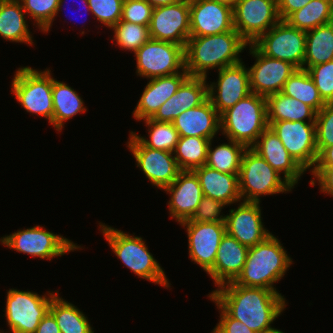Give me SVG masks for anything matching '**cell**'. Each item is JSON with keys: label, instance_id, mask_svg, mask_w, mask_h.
<instances>
[{"label": "cell", "instance_id": "obj_25", "mask_svg": "<svg viewBox=\"0 0 333 333\" xmlns=\"http://www.w3.org/2000/svg\"><path fill=\"white\" fill-rule=\"evenodd\" d=\"M188 76V72L184 70L173 75L150 79L132 112V117L138 121L152 118L160 106L177 92Z\"/></svg>", "mask_w": 333, "mask_h": 333}, {"label": "cell", "instance_id": "obj_13", "mask_svg": "<svg viewBox=\"0 0 333 333\" xmlns=\"http://www.w3.org/2000/svg\"><path fill=\"white\" fill-rule=\"evenodd\" d=\"M279 21L277 0H236L233 7L234 29L249 44Z\"/></svg>", "mask_w": 333, "mask_h": 333}, {"label": "cell", "instance_id": "obj_42", "mask_svg": "<svg viewBox=\"0 0 333 333\" xmlns=\"http://www.w3.org/2000/svg\"><path fill=\"white\" fill-rule=\"evenodd\" d=\"M325 103H333V60L307 69Z\"/></svg>", "mask_w": 333, "mask_h": 333}, {"label": "cell", "instance_id": "obj_19", "mask_svg": "<svg viewBox=\"0 0 333 333\" xmlns=\"http://www.w3.org/2000/svg\"><path fill=\"white\" fill-rule=\"evenodd\" d=\"M226 215V232L247 247L264 241L270 231L264 227L260 202L240 201L237 208H232Z\"/></svg>", "mask_w": 333, "mask_h": 333}, {"label": "cell", "instance_id": "obj_41", "mask_svg": "<svg viewBox=\"0 0 333 333\" xmlns=\"http://www.w3.org/2000/svg\"><path fill=\"white\" fill-rule=\"evenodd\" d=\"M316 146L318 154L333 145V103H326L316 114Z\"/></svg>", "mask_w": 333, "mask_h": 333}, {"label": "cell", "instance_id": "obj_51", "mask_svg": "<svg viewBox=\"0 0 333 333\" xmlns=\"http://www.w3.org/2000/svg\"><path fill=\"white\" fill-rule=\"evenodd\" d=\"M81 1L83 3L82 7L84 9H86L85 14H87L86 12L90 13L91 10H90L89 5H88V0H81ZM64 3H66L65 0H59V4H58V7H57V14L55 15V17L58 16L59 11H62L61 8H63L62 6H63Z\"/></svg>", "mask_w": 333, "mask_h": 333}, {"label": "cell", "instance_id": "obj_27", "mask_svg": "<svg viewBox=\"0 0 333 333\" xmlns=\"http://www.w3.org/2000/svg\"><path fill=\"white\" fill-rule=\"evenodd\" d=\"M198 176L203 196L219 200L227 206L240 202L239 174L219 172L207 165L193 170Z\"/></svg>", "mask_w": 333, "mask_h": 333}, {"label": "cell", "instance_id": "obj_29", "mask_svg": "<svg viewBox=\"0 0 333 333\" xmlns=\"http://www.w3.org/2000/svg\"><path fill=\"white\" fill-rule=\"evenodd\" d=\"M72 87L53 78L52 101L53 118L51 125L59 132L68 119L87 111L84 101Z\"/></svg>", "mask_w": 333, "mask_h": 333}, {"label": "cell", "instance_id": "obj_39", "mask_svg": "<svg viewBox=\"0 0 333 333\" xmlns=\"http://www.w3.org/2000/svg\"><path fill=\"white\" fill-rule=\"evenodd\" d=\"M26 14L35 21L36 27L47 33L57 14L59 0H19Z\"/></svg>", "mask_w": 333, "mask_h": 333}, {"label": "cell", "instance_id": "obj_24", "mask_svg": "<svg viewBox=\"0 0 333 333\" xmlns=\"http://www.w3.org/2000/svg\"><path fill=\"white\" fill-rule=\"evenodd\" d=\"M249 247L227 232L220 241L213 268L207 273L216 287L233 282L241 274Z\"/></svg>", "mask_w": 333, "mask_h": 333}, {"label": "cell", "instance_id": "obj_8", "mask_svg": "<svg viewBox=\"0 0 333 333\" xmlns=\"http://www.w3.org/2000/svg\"><path fill=\"white\" fill-rule=\"evenodd\" d=\"M58 292L47 291V296L32 291L9 289L3 311L11 333H34L49 312L52 298Z\"/></svg>", "mask_w": 333, "mask_h": 333}, {"label": "cell", "instance_id": "obj_26", "mask_svg": "<svg viewBox=\"0 0 333 333\" xmlns=\"http://www.w3.org/2000/svg\"><path fill=\"white\" fill-rule=\"evenodd\" d=\"M172 123L180 137L213 140L220 131V115L209 99L198 107L182 112Z\"/></svg>", "mask_w": 333, "mask_h": 333}, {"label": "cell", "instance_id": "obj_53", "mask_svg": "<svg viewBox=\"0 0 333 333\" xmlns=\"http://www.w3.org/2000/svg\"><path fill=\"white\" fill-rule=\"evenodd\" d=\"M265 333H284V332L281 331L280 329L275 328V329H273L271 331H268V332H265Z\"/></svg>", "mask_w": 333, "mask_h": 333}, {"label": "cell", "instance_id": "obj_37", "mask_svg": "<svg viewBox=\"0 0 333 333\" xmlns=\"http://www.w3.org/2000/svg\"><path fill=\"white\" fill-rule=\"evenodd\" d=\"M148 128V138L139 136L136 132L131 133L146 147L173 152L179 141V133L171 122H158L151 118L142 120Z\"/></svg>", "mask_w": 333, "mask_h": 333}, {"label": "cell", "instance_id": "obj_47", "mask_svg": "<svg viewBox=\"0 0 333 333\" xmlns=\"http://www.w3.org/2000/svg\"><path fill=\"white\" fill-rule=\"evenodd\" d=\"M311 0H277L278 15L285 21L292 13L304 7Z\"/></svg>", "mask_w": 333, "mask_h": 333}, {"label": "cell", "instance_id": "obj_36", "mask_svg": "<svg viewBox=\"0 0 333 333\" xmlns=\"http://www.w3.org/2000/svg\"><path fill=\"white\" fill-rule=\"evenodd\" d=\"M210 139L179 137L173 155L180 170L193 171L206 164Z\"/></svg>", "mask_w": 333, "mask_h": 333}, {"label": "cell", "instance_id": "obj_1", "mask_svg": "<svg viewBox=\"0 0 333 333\" xmlns=\"http://www.w3.org/2000/svg\"><path fill=\"white\" fill-rule=\"evenodd\" d=\"M210 295L232 318L243 322L256 333L275 329L271 327L286 308V298L279 292L261 287L223 284Z\"/></svg>", "mask_w": 333, "mask_h": 333}, {"label": "cell", "instance_id": "obj_6", "mask_svg": "<svg viewBox=\"0 0 333 333\" xmlns=\"http://www.w3.org/2000/svg\"><path fill=\"white\" fill-rule=\"evenodd\" d=\"M238 182L241 200L245 202H261L262 195L287 193L295 188L252 148H247L242 156Z\"/></svg>", "mask_w": 333, "mask_h": 333}, {"label": "cell", "instance_id": "obj_15", "mask_svg": "<svg viewBox=\"0 0 333 333\" xmlns=\"http://www.w3.org/2000/svg\"><path fill=\"white\" fill-rule=\"evenodd\" d=\"M127 147L132 152L137 167L141 169L152 186L160 190L168 187L181 171L173 152L155 150L144 146L131 132Z\"/></svg>", "mask_w": 333, "mask_h": 333}, {"label": "cell", "instance_id": "obj_10", "mask_svg": "<svg viewBox=\"0 0 333 333\" xmlns=\"http://www.w3.org/2000/svg\"><path fill=\"white\" fill-rule=\"evenodd\" d=\"M137 76L149 79L185 70V47L149 39L135 53Z\"/></svg>", "mask_w": 333, "mask_h": 333}, {"label": "cell", "instance_id": "obj_23", "mask_svg": "<svg viewBox=\"0 0 333 333\" xmlns=\"http://www.w3.org/2000/svg\"><path fill=\"white\" fill-rule=\"evenodd\" d=\"M293 187L306 171L292 158L278 136L268 126L251 147Z\"/></svg>", "mask_w": 333, "mask_h": 333}, {"label": "cell", "instance_id": "obj_52", "mask_svg": "<svg viewBox=\"0 0 333 333\" xmlns=\"http://www.w3.org/2000/svg\"><path fill=\"white\" fill-rule=\"evenodd\" d=\"M212 1L227 5V6L232 7V8L234 7L235 2H236V0H212Z\"/></svg>", "mask_w": 333, "mask_h": 333}, {"label": "cell", "instance_id": "obj_43", "mask_svg": "<svg viewBox=\"0 0 333 333\" xmlns=\"http://www.w3.org/2000/svg\"><path fill=\"white\" fill-rule=\"evenodd\" d=\"M154 7L146 0H124L121 20L149 26Z\"/></svg>", "mask_w": 333, "mask_h": 333}, {"label": "cell", "instance_id": "obj_20", "mask_svg": "<svg viewBox=\"0 0 333 333\" xmlns=\"http://www.w3.org/2000/svg\"><path fill=\"white\" fill-rule=\"evenodd\" d=\"M233 8L212 0H190V36L232 31Z\"/></svg>", "mask_w": 333, "mask_h": 333}, {"label": "cell", "instance_id": "obj_32", "mask_svg": "<svg viewBox=\"0 0 333 333\" xmlns=\"http://www.w3.org/2000/svg\"><path fill=\"white\" fill-rule=\"evenodd\" d=\"M49 312L56 319L61 333H94L88 317L59 293L52 298Z\"/></svg>", "mask_w": 333, "mask_h": 333}, {"label": "cell", "instance_id": "obj_2", "mask_svg": "<svg viewBox=\"0 0 333 333\" xmlns=\"http://www.w3.org/2000/svg\"><path fill=\"white\" fill-rule=\"evenodd\" d=\"M248 45L235 29L215 35L190 36L185 46V70L189 76L207 78L210 69L219 71L240 63V53Z\"/></svg>", "mask_w": 333, "mask_h": 333}, {"label": "cell", "instance_id": "obj_16", "mask_svg": "<svg viewBox=\"0 0 333 333\" xmlns=\"http://www.w3.org/2000/svg\"><path fill=\"white\" fill-rule=\"evenodd\" d=\"M248 47L250 55L255 58L254 65L248 68L250 91L266 98L281 92L297 68L287 61L265 56L253 44Z\"/></svg>", "mask_w": 333, "mask_h": 333}, {"label": "cell", "instance_id": "obj_5", "mask_svg": "<svg viewBox=\"0 0 333 333\" xmlns=\"http://www.w3.org/2000/svg\"><path fill=\"white\" fill-rule=\"evenodd\" d=\"M268 127L266 97L251 92L220 115V132L251 148Z\"/></svg>", "mask_w": 333, "mask_h": 333}, {"label": "cell", "instance_id": "obj_34", "mask_svg": "<svg viewBox=\"0 0 333 333\" xmlns=\"http://www.w3.org/2000/svg\"><path fill=\"white\" fill-rule=\"evenodd\" d=\"M212 141L210 140L205 165L219 172L239 174L242 156L247 147L228 139V143H222L213 149Z\"/></svg>", "mask_w": 333, "mask_h": 333}, {"label": "cell", "instance_id": "obj_11", "mask_svg": "<svg viewBox=\"0 0 333 333\" xmlns=\"http://www.w3.org/2000/svg\"><path fill=\"white\" fill-rule=\"evenodd\" d=\"M262 54L287 61L303 69L306 53V32L280 20L252 43Z\"/></svg>", "mask_w": 333, "mask_h": 333}, {"label": "cell", "instance_id": "obj_17", "mask_svg": "<svg viewBox=\"0 0 333 333\" xmlns=\"http://www.w3.org/2000/svg\"><path fill=\"white\" fill-rule=\"evenodd\" d=\"M179 224L186 228L189 258L208 273L214 266L220 241L226 233V224L189 219Z\"/></svg>", "mask_w": 333, "mask_h": 333}, {"label": "cell", "instance_id": "obj_9", "mask_svg": "<svg viewBox=\"0 0 333 333\" xmlns=\"http://www.w3.org/2000/svg\"><path fill=\"white\" fill-rule=\"evenodd\" d=\"M43 226L36 225L27 229H19L14 233L1 237L0 243L5 248L20 253L29 254L31 257L50 260L66 253L82 249L70 239L48 231Z\"/></svg>", "mask_w": 333, "mask_h": 333}, {"label": "cell", "instance_id": "obj_50", "mask_svg": "<svg viewBox=\"0 0 333 333\" xmlns=\"http://www.w3.org/2000/svg\"><path fill=\"white\" fill-rule=\"evenodd\" d=\"M146 1L149 2L155 8L159 6L174 4L181 0H146Z\"/></svg>", "mask_w": 333, "mask_h": 333}, {"label": "cell", "instance_id": "obj_21", "mask_svg": "<svg viewBox=\"0 0 333 333\" xmlns=\"http://www.w3.org/2000/svg\"><path fill=\"white\" fill-rule=\"evenodd\" d=\"M164 191L170 195L169 215L178 223L193 216L203 197L198 176L190 170H181L177 178Z\"/></svg>", "mask_w": 333, "mask_h": 333}, {"label": "cell", "instance_id": "obj_40", "mask_svg": "<svg viewBox=\"0 0 333 333\" xmlns=\"http://www.w3.org/2000/svg\"><path fill=\"white\" fill-rule=\"evenodd\" d=\"M124 0H88L94 19L111 29L121 20Z\"/></svg>", "mask_w": 333, "mask_h": 333}, {"label": "cell", "instance_id": "obj_3", "mask_svg": "<svg viewBox=\"0 0 333 333\" xmlns=\"http://www.w3.org/2000/svg\"><path fill=\"white\" fill-rule=\"evenodd\" d=\"M292 264V258L280 240L271 234L264 241L249 247L243 270L234 282L240 286L278 292L274 283L283 279Z\"/></svg>", "mask_w": 333, "mask_h": 333}, {"label": "cell", "instance_id": "obj_4", "mask_svg": "<svg viewBox=\"0 0 333 333\" xmlns=\"http://www.w3.org/2000/svg\"><path fill=\"white\" fill-rule=\"evenodd\" d=\"M99 226L112 252L138 278H144L165 288L171 287L163 268L149 252L142 237L125 233L102 222Z\"/></svg>", "mask_w": 333, "mask_h": 333}, {"label": "cell", "instance_id": "obj_31", "mask_svg": "<svg viewBox=\"0 0 333 333\" xmlns=\"http://www.w3.org/2000/svg\"><path fill=\"white\" fill-rule=\"evenodd\" d=\"M333 60V21L306 32L303 69Z\"/></svg>", "mask_w": 333, "mask_h": 333}, {"label": "cell", "instance_id": "obj_33", "mask_svg": "<svg viewBox=\"0 0 333 333\" xmlns=\"http://www.w3.org/2000/svg\"><path fill=\"white\" fill-rule=\"evenodd\" d=\"M285 21L290 26L305 32L330 23L333 21V0H311Z\"/></svg>", "mask_w": 333, "mask_h": 333}, {"label": "cell", "instance_id": "obj_35", "mask_svg": "<svg viewBox=\"0 0 333 333\" xmlns=\"http://www.w3.org/2000/svg\"><path fill=\"white\" fill-rule=\"evenodd\" d=\"M281 92L309 105L316 112H319L326 104L320 97L313 79L305 69H296L285 82Z\"/></svg>", "mask_w": 333, "mask_h": 333}, {"label": "cell", "instance_id": "obj_49", "mask_svg": "<svg viewBox=\"0 0 333 333\" xmlns=\"http://www.w3.org/2000/svg\"><path fill=\"white\" fill-rule=\"evenodd\" d=\"M314 167H333V145L324 148L318 154Z\"/></svg>", "mask_w": 333, "mask_h": 333}, {"label": "cell", "instance_id": "obj_18", "mask_svg": "<svg viewBox=\"0 0 333 333\" xmlns=\"http://www.w3.org/2000/svg\"><path fill=\"white\" fill-rule=\"evenodd\" d=\"M217 82L208 83V99L219 115L251 93L249 70L243 61L219 70Z\"/></svg>", "mask_w": 333, "mask_h": 333}, {"label": "cell", "instance_id": "obj_7", "mask_svg": "<svg viewBox=\"0 0 333 333\" xmlns=\"http://www.w3.org/2000/svg\"><path fill=\"white\" fill-rule=\"evenodd\" d=\"M11 82V92L18 103L29 113L48 119L53 118V77L50 69L38 71L32 67H20Z\"/></svg>", "mask_w": 333, "mask_h": 333}, {"label": "cell", "instance_id": "obj_22", "mask_svg": "<svg viewBox=\"0 0 333 333\" xmlns=\"http://www.w3.org/2000/svg\"><path fill=\"white\" fill-rule=\"evenodd\" d=\"M207 84L205 77L188 76L151 119L172 123L182 112L198 107L208 99Z\"/></svg>", "mask_w": 333, "mask_h": 333}, {"label": "cell", "instance_id": "obj_28", "mask_svg": "<svg viewBox=\"0 0 333 333\" xmlns=\"http://www.w3.org/2000/svg\"><path fill=\"white\" fill-rule=\"evenodd\" d=\"M25 10L19 0H0V37L16 43L33 45Z\"/></svg>", "mask_w": 333, "mask_h": 333}, {"label": "cell", "instance_id": "obj_38", "mask_svg": "<svg viewBox=\"0 0 333 333\" xmlns=\"http://www.w3.org/2000/svg\"><path fill=\"white\" fill-rule=\"evenodd\" d=\"M111 30L114 32L112 42L122 50L135 53L145 42L150 39L149 26L130 23L120 20Z\"/></svg>", "mask_w": 333, "mask_h": 333}, {"label": "cell", "instance_id": "obj_14", "mask_svg": "<svg viewBox=\"0 0 333 333\" xmlns=\"http://www.w3.org/2000/svg\"><path fill=\"white\" fill-rule=\"evenodd\" d=\"M151 39L186 46L190 37V0L155 7L149 25Z\"/></svg>", "mask_w": 333, "mask_h": 333}, {"label": "cell", "instance_id": "obj_44", "mask_svg": "<svg viewBox=\"0 0 333 333\" xmlns=\"http://www.w3.org/2000/svg\"><path fill=\"white\" fill-rule=\"evenodd\" d=\"M226 206V204L219 200L203 196L196 211L189 220L195 222L225 223L226 215L224 216L221 211Z\"/></svg>", "mask_w": 333, "mask_h": 333}, {"label": "cell", "instance_id": "obj_30", "mask_svg": "<svg viewBox=\"0 0 333 333\" xmlns=\"http://www.w3.org/2000/svg\"><path fill=\"white\" fill-rule=\"evenodd\" d=\"M267 122H315L317 112L300 100L279 92L267 98Z\"/></svg>", "mask_w": 333, "mask_h": 333}, {"label": "cell", "instance_id": "obj_48", "mask_svg": "<svg viewBox=\"0 0 333 333\" xmlns=\"http://www.w3.org/2000/svg\"><path fill=\"white\" fill-rule=\"evenodd\" d=\"M34 333H61L54 316L48 312Z\"/></svg>", "mask_w": 333, "mask_h": 333}, {"label": "cell", "instance_id": "obj_45", "mask_svg": "<svg viewBox=\"0 0 333 333\" xmlns=\"http://www.w3.org/2000/svg\"><path fill=\"white\" fill-rule=\"evenodd\" d=\"M208 297L215 303L220 313L219 322L211 333H256L243 322L232 318L210 295Z\"/></svg>", "mask_w": 333, "mask_h": 333}, {"label": "cell", "instance_id": "obj_46", "mask_svg": "<svg viewBox=\"0 0 333 333\" xmlns=\"http://www.w3.org/2000/svg\"><path fill=\"white\" fill-rule=\"evenodd\" d=\"M311 173L313 176L310 180L311 186H315L318 182L321 192L333 196V167H314Z\"/></svg>", "mask_w": 333, "mask_h": 333}, {"label": "cell", "instance_id": "obj_12", "mask_svg": "<svg viewBox=\"0 0 333 333\" xmlns=\"http://www.w3.org/2000/svg\"><path fill=\"white\" fill-rule=\"evenodd\" d=\"M292 158L307 171L314 168L317 158L315 122H267Z\"/></svg>", "mask_w": 333, "mask_h": 333}]
</instances>
